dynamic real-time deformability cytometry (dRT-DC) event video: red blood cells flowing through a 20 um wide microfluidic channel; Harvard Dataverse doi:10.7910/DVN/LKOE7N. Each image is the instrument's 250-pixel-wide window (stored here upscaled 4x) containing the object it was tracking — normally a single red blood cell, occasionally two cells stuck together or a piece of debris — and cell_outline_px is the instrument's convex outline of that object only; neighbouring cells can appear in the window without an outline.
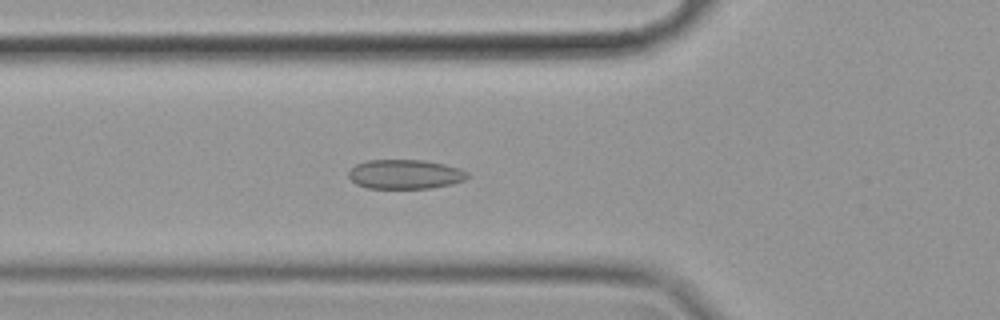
{"species": "common noctule bat (a hibernating species)", "species_latin": "Nyctalus noctula", "temperature_condition": "cold", "stored_images_in_passage": 45, "camera_frame_rate_fps": 3000, "um_per_image_px": 0.085, "animal": {"sex": "female", "body_mass_g": 19.9}, "frame": {"image": 1, "passage_image": 7, "time_ms": 2.0, "image_size_px": [1000, 320], "cell_outline_px": [[468, 176], [464, 180], [452, 184], [432, 188], [368, 188], [356, 184], [348, 176], [348, 172], [356, 164], [368, 160], [424, 160], [444, 164], [460, 168], [468, 172]], "centroid_in_image_um": [34.44, 14.81], "position_along_channel_um": 91.4, "area_um2": 20.35}}
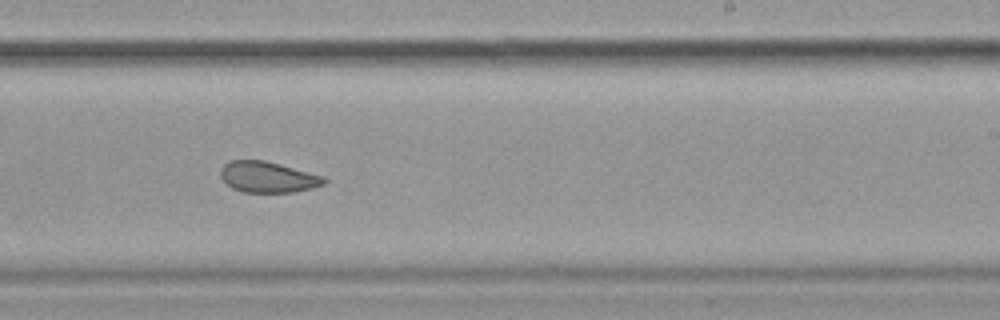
{"frame": {"image": 2, "passage_image": 22, "time_ms": 7.0, "image_size_px": [1000, 320], "cell_outline_px": [[328, 180], [324, 184], [312, 188], [292, 192], [244, 192], [232, 188], [220, 176], [220, 168], [228, 160], [264, 160], [280, 164], [324, 176]], "centroid_in_image_um": [22.76, 15.04], "position_along_channel_um": 266.2, "area_um2": 18.67}}
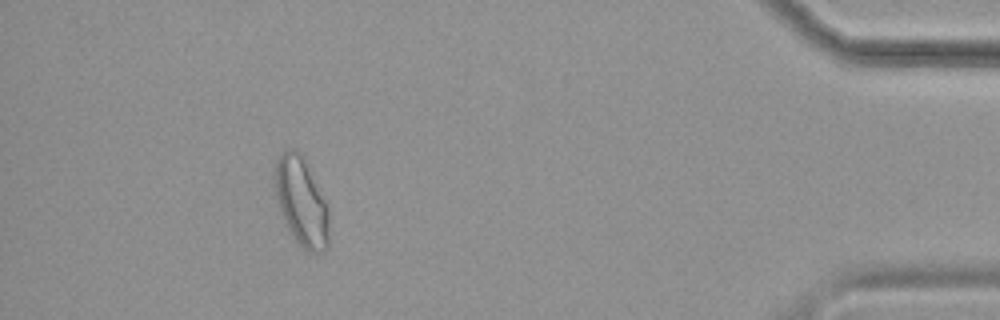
{"frame": {"image": 3, "passage_image": 39, "time_ms": 12.667, "image_size_px": [1000, 320], "cell_outline_px": [[328, 248], [324, 252], [308, 252], [296, 244], [288, 232], [284, 224], [276, 196], [272, 172], [272, 168], [280, 152], [284, 148], [296, 148], [304, 156], [328, 204]], "centroid_in_image_um": [25.58, 17.11], "position_along_channel_um": 409.6, "area_um2": 29.25}, "authors_computed_cell_mechanics": {"area_um2": 19.941, "velocity_mm_per_s": 3.5133, "shape_relaxation_time_tau1_ms": null, "shape_relaxation_time_tau2_ms": 7.2004, "deformation_change_tau1": null, "deformation_change_tau2": 0.1004}}